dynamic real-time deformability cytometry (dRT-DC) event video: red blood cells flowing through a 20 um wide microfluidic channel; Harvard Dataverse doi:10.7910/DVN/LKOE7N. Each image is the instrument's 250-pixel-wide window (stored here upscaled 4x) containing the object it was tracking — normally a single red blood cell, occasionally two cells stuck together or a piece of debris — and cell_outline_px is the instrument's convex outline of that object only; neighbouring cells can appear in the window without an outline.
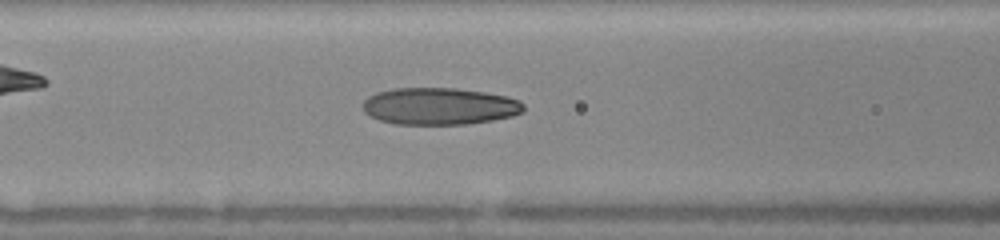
{"species": "human", "species_latin": "Homo sapiens", "temperature_condition": "warm", "stored_images_in_passage": 27, "camera_frame_rate_fps": 3000, "um_per_image_px": 0.085, "donor": {"sex": "female"}, "frame": {"image": 1, "passage_image": 12, "time_ms": 7.0, "image_size_px": [1000, 240], "cell_outline_px": [[524, 112], [512, 116], [492, 120], [468, 124], [396, 124], [380, 120], [364, 112], [364, 100], [368, 96], [376, 92], [392, 88], [456, 88], [484, 92], [508, 96], [520, 100], [524, 104]], "centroid_in_image_um": [37.38, 9.02], "position_along_channel_um": 129.2, "area_um2": 34.8}}
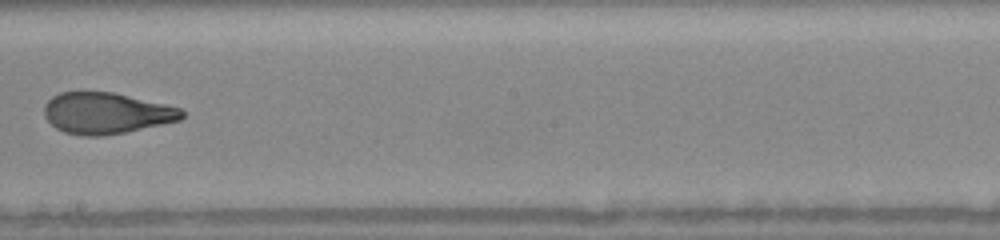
{"frame": {"image": 2, "passage_image": 16, "time_ms": 9.667, "image_size_px": [1000, 240], "cell_outline_px": [[184, 116], [180, 120], [124, 132], [100, 136], [84, 136], [64, 132], [56, 128], [44, 116], [44, 104], [52, 96], [60, 92], [112, 92], [164, 104], [180, 108], [184, 112]], "centroid_in_image_um": [8.99, 9.62], "position_along_channel_um": 239.2, "area_um2": 32.77}, "authors_computed_cell_mechanics": {"area_um2": 34.391, "velocity_mm_per_s": 4.1108, "shape_relaxation_time_tau1_ms": 4.7892, "shape_relaxation_time_tau2_ms": 0.9188, "deformation_change_tau1": 0.1905, "deformation_change_tau2": 0.0798}}